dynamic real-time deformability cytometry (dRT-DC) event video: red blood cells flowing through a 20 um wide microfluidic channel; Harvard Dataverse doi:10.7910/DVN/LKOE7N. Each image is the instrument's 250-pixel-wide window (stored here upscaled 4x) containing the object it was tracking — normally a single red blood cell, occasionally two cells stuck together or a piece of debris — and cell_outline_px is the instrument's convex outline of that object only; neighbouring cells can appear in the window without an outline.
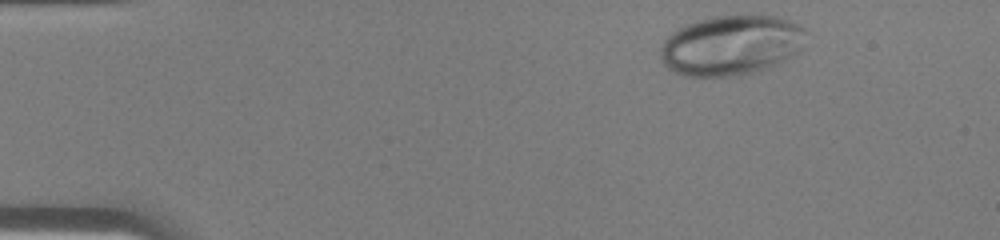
{"species": "human", "species_latin": "Homo sapiens", "temperature_condition": "warm", "stored_images_in_passage": 31, "camera_frame_rate_fps": 3000, "um_per_image_px": 0.085, "donor": {"sex": "male"}, "frame": {"image": 1, "passage_image": 1, "time_ms": 0.0, "image_size_px": [1000, 240], "cell_outline_px": [[804, 32], [800, 48], [792, 56], [760, 72], [740, 76], [684, 76], [668, 68], [660, 60], [660, 48], [664, 40], [672, 32], [684, 24], [712, 16], [776, 16], [788, 20], [804, 28]], "centroid_in_image_um": [62.09, 3.86], "position_along_channel_um": 22.9, "area_um2": 50.86}}
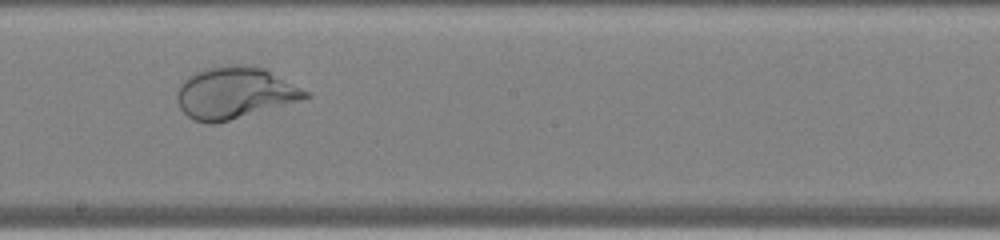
{"frame": {"image": 2, "passage_image": 20, "time_ms": 6.333, "image_size_px": [1000, 240], "cell_outline_px": [[312, 96], [300, 100], [216, 124], [208, 124], [196, 120], [188, 116], [180, 108], [176, 100], [176, 92], [180, 84], [188, 76], [204, 68], [236, 64], [264, 68], [312, 92]], "centroid_in_image_um": [19.95, 7.89], "position_along_channel_um": 228.2, "area_um2": 38.67}}
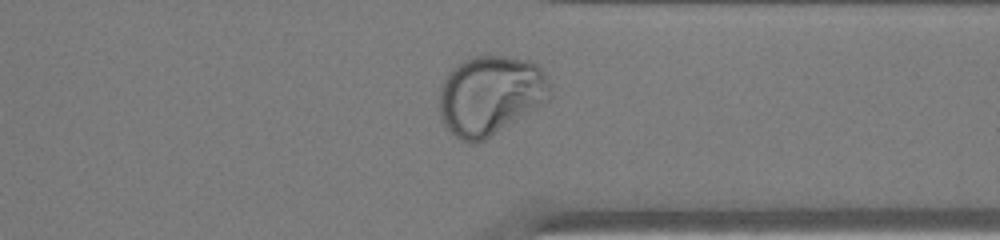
{"frame": {"image": 3, "passage_image": 29, "time_ms": 9.333, "image_size_px": [1000, 240], "cell_outline_px": [[552, 96], [548, 100], [484, 140], [476, 144], [460, 140], [444, 124], [440, 112], [440, 88], [448, 72], [456, 64], [464, 60], [476, 56], [504, 56], [528, 60], [536, 64], [544, 72], [552, 84]], "centroid_in_image_um": [41.7, 8.08], "position_along_channel_um": 369.7, "area_um2": 51.04}}